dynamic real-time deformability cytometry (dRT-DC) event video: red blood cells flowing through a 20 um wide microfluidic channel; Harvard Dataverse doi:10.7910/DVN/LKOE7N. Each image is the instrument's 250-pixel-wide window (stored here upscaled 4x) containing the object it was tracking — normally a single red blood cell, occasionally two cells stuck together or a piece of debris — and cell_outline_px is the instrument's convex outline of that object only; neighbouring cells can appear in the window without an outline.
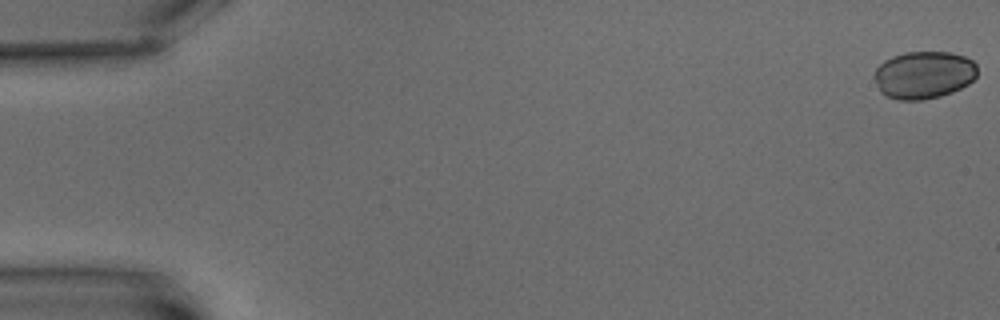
{"species": "common noctule bat (a hibernating species)", "species_latin": "Nyctalus noctula", "temperature_condition": "warm", "stored_images_in_passage": 8, "camera_frame_rate_fps": 3000, "um_per_image_px": 0.085, "animal": {"sex": "male", "body_mass_g": 15.6}, "frame": {"image": 1, "passage_image": 1, "time_ms": 0.0, "image_size_px": [1000, 320], "cell_outline_px": [[976, 76], [968, 84], [952, 92], [940, 96], [924, 100], [900, 100], [888, 96], [880, 92], [876, 80], [876, 68], [884, 60], [892, 56], [904, 52], [952, 52], [964, 56], [972, 60], [976, 64]], "centroid_in_image_um": [78.54, 6.36], "position_along_channel_um": 6.5, "area_um2": 28.44}}
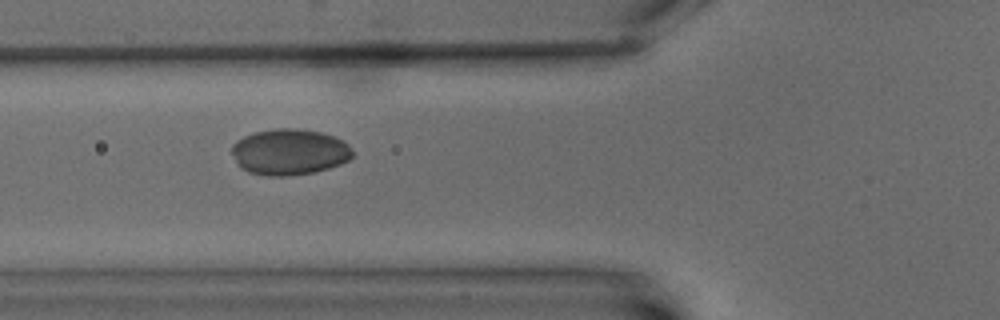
{"frame": {"image": 2, "passage_image": 7, "time_ms": 8.0, "image_size_px": [1000, 320], "cell_outline_px": [[352, 156], [348, 160], [340, 164], [328, 168], [312, 172], [288, 176], [268, 176], [248, 172], [240, 168], [236, 164], [232, 152], [232, 144], [236, 140], [244, 136], [256, 132], [276, 128], [292, 128], [320, 132], [344, 140], [348, 144], [352, 152]], "centroid_in_image_um": [24.57, 12.92], "position_along_channel_um": 101.2, "area_um2": 32.37}}
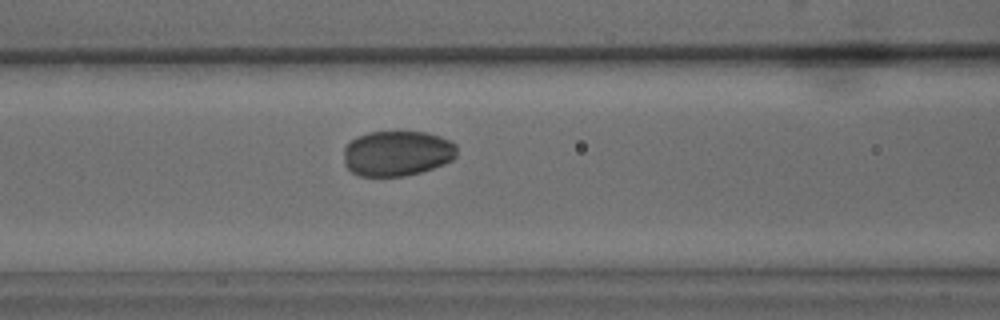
{"frame": {"image": 3, "passage_image": 8, "time_ms": 9.0, "image_size_px": [1000, 320], "cell_outline_px": [[456, 156], [452, 160], [444, 164], [420, 172], [404, 176], [360, 176], [352, 172], [344, 164], [344, 148], [356, 136], [368, 132], [428, 132], [440, 136], [456, 144]], "centroid_in_image_um": [33.75, 13.03], "position_along_channel_um": 132.9, "area_um2": 29.94}}